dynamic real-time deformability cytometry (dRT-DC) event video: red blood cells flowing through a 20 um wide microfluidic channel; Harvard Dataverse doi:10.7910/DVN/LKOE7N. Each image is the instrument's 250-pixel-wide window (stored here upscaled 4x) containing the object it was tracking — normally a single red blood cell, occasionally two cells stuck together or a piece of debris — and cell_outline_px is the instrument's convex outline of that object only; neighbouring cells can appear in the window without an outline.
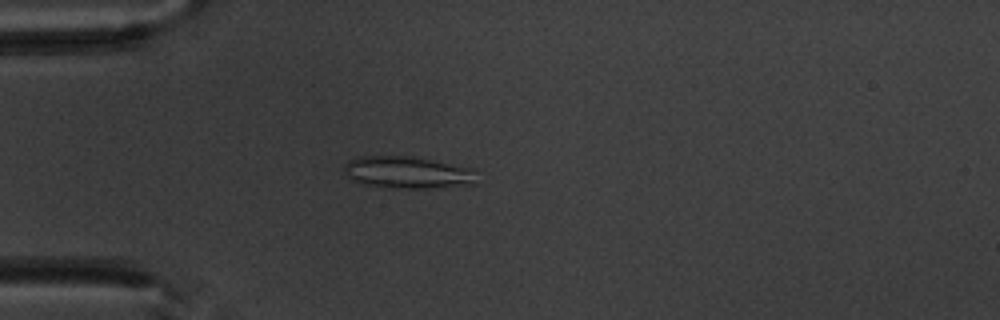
{"species": "common noctule bat (a hibernating species)", "species_latin": "Nyctalus noctula", "temperature_condition": "warm", "stored_images_in_passage": 4, "camera_frame_rate_fps": 3000, "um_per_image_px": 0.085, "animal": {"sex": "male", "body_mass_g": 20.1, "forearm_length_mm": 53.5}, "frame": {"image": 1, "passage_image": 3, "time_ms": 2.333, "image_size_px": [1000, 320], "cell_outline_px": [[476, 184], [432, 188], [384, 188], [360, 184], [352, 180], [344, 172], [344, 164], [348, 160], [356, 156], [412, 156], [476, 168]], "centroid_in_image_um": [34.64, 14.66], "position_along_channel_um": 50.4, "area_um2": 25.43}}